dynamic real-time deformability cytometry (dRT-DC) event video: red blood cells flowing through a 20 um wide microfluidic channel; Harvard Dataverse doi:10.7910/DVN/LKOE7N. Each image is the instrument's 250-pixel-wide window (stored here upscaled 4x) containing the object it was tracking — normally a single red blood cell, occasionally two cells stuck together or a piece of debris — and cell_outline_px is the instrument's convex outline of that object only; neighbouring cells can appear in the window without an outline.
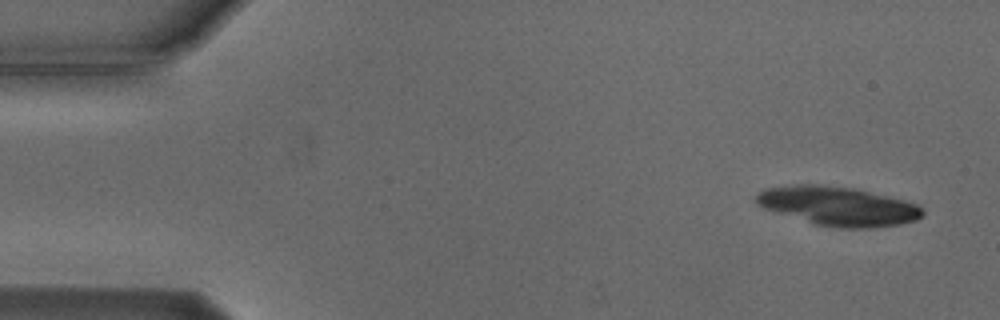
{"species": "Egyptian fruit bat (a non-hibernating species)", "species_latin": "Rousettus aegyptiacus", "temperature_condition": "cold", "stored_images_in_passage": 4, "camera_frame_rate_fps": 3000, "um_per_image_px": 0.085, "animal": {"sex": "male"}, "frame": {"image": 1, "passage_image": 1, "time_ms": 0.0, "image_size_px": [1000, 320], "cell_outline_px": [[924, 216], [916, 220], [900, 224], [868, 228], [840, 228], [816, 224], [764, 208], [756, 204], [752, 200], [756, 192], [764, 188], [800, 184], [820, 184], [852, 188], [904, 200], [916, 204], [924, 212]], "centroid_in_image_um": [71.18, 17.51], "position_along_channel_um": 13.8, "area_um2": 37.69}}